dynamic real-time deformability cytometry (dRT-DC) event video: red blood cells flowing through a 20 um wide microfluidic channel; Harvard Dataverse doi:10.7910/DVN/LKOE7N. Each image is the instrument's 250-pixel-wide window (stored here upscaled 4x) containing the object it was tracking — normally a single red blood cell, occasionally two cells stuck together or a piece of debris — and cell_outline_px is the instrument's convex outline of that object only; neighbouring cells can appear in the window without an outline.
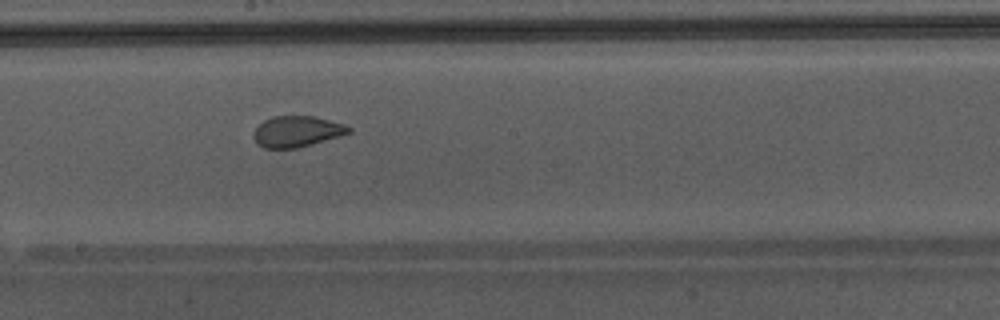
{"species": "Egyptian fruit bat (a non-hibernating species)", "species_latin": "Rousettus aegyptiacus", "temperature_condition": "warm", "stored_images_in_passage": 18, "camera_frame_rate_fps": 3000, "um_per_image_px": 0.085, "animal": {"sex": "male"}, "frame": {"image": 1, "passage_image": 11, "time_ms": 3.333, "image_size_px": [1000, 320], "cell_outline_px": [[352, 132], [340, 136], [312, 144], [296, 148], [264, 148], [256, 144], [252, 136], [252, 132], [264, 120], [272, 116], [316, 116], [344, 124], [352, 128]], "centroid_in_image_um": [25.22, 11.17], "position_along_channel_um": 223.0, "area_um2": 17.34}}